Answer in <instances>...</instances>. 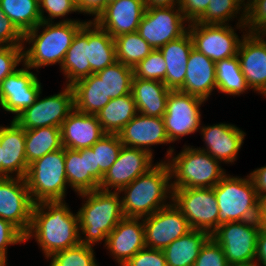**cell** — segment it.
Here are the masks:
<instances>
[{"mask_svg": "<svg viewBox=\"0 0 266 266\" xmlns=\"http://www.w3.org/2000/svg\"><path fill=\"white\" fill-rule=\"evenodd\" d=\"M33 237L46 259L56 252L78 245V213L73 214L65 200L34 203L25 242Z\"/></svg>", "mask_w": 266, "mask_h": 266, "instance_id": "1", "label": "cell"}, {"mask_svg": "<svg viewBox=\"0 0 266 266\" xmlns=\"http://www.w3.org/2000/svg\"><path fill=\"white\" fill-rule=\"evenodd\" d=\"M86 22L67 18L57 23L41 21L35 28L24 34L25 46L27 42L31 47L26 49L23 46V64L30 69L56 63L61 67L74 36ZM41 27L43 30L40 33Z\"/></svg>", "mask_w": 266, "mask_h": 266, "instance_id": "2", "label": "cell"}, {"mask_svg": "<svg viewBox=\"0 0 266 266\" xmlns=\"http://www.w3.org/2000/svg\"><path fill=\"white\" fill-rule=\"evenodd\" d=\"M171 171L168 163L161 160L145 174L123 187L122 211L127 218H144L168 206L172 200ZM167 202V203H166Z\"/></svg>", "mask_w": 266, "mask_h": 266, "instance_id": "3", "label": "cell"}, {"mask_svg": "<svg viewBox=\"0 0 266 266\" xmlns=\"http://www.w3.org/2000/svg\"><path fill=\"white\" fill-rule=\"evenodd\" d=\"M77 195L86 200L77 212L80 243L93 246L104 241L105 244L109 233L124 218L120 193L97 189Z\"/></svg>", "mask_w": 266, "mask_h": 266, "instance_id": "4", "label": "cell"}, {"mask_svg": "<svg viewBox=\"0 0 266 266\" xmlns=\"http://www.w3.org/2000/svg\"><path fill=\"white\" fill-rule=\"evenodd\" d=\"M182 151L174 156V149L167 150L165 160L171 171L172 189L208 188L216 186L226 175L221 162L207 152L193 146L184 145Z\"/></svg>", "mask_w": 266, "mask_h": 266, "instance_id": "5", "label": "cell"}, {"mask_svg": "<svg viewBox=\"0 0 266 266\" xmlns=\"http://www.w3.org/2000/svg\"><path fill=\"white\" fill-rule=\"evenodd\" d=\"M228 175L213 187L219 208L217 228L230 222L259 220V198L250 175Z\"/></svg>", "mask_w": 266, "mask_h": 266, "instance_id": "6", "label": "cell"}, {"mask_svg": "<svg viewBox=\"0 0 266 266\" xmlns=\"http://www.w3.org/2000/svg\"><path fill=\"white\" fill-rule=\"evenodd\" d=\"M34 203L64 201L67 191L65 148L47 153L28 166L25 176Z\"/></svg>", "mask_w": 266, "mask_h": 266, "instance_id": "7", "label": "cell"}, {"mask_svg": "<svg viewBox=\"0 0 266 266\" xmlns=\"http://www.w3.org/2000/svg\"><path fill=\"white\" fill-rule=\"evenodd\" d=\"M259 220L230 222L219 226L211 237L223 248L229 265L255 263Z\"/></svg>", "mask_w": 266, "mask_h": 266, "instance_id": "8", "label": "cell"}, {"mask_svg": "<svg viewBox=\"0 0 266 266\" xmlns=\"http://www.w3.org/2000/svg\"><path fill=\"white\" fill-rule=\"evenodd\" d=\"M171 201L192 229L203 230L210 235L217 229L219 208L213 187L172 189Z\"/></svg>", "mask_w": 266, "mask_h": 266, "instance_id": "9", "label": "cell"}, {"mask_svg": "<svg viewBox=\"0 0 266 266\" xmlns=\"http://www.w3.org/2000/svg\"><path fill=\"white\" fill-rule=\"evenodd\" d=\"M39 93L35 102L24 109L13 120L24 130L41 127H61L63 121L74 110V93L66 85L58 94L40 99Z\"/></svg>", "mask_w": 266, "mask_h": 266, "instance_id": "10", "label": "cell"}, {"mask_svg": "<svg viewBox=\"0 0 266 266\" xmlns=\"http://www.w3.org/2000/svg\"><path fill=\"white\" fill-rule=\"evenodd\" d=\"M186 23L179 6L146 8L137 33L156 50L183 36L188 31Z\"/></svg>", "mask_w": 266, "mask_h": 266, "instance_id": "11", "label": "cell"}, {"mask_svg": "<svg viewBox=\"0 0 266 266\" xmlns=\"http://www.w3.org/2000/svg\"><path fill=\"white\" fill-rule=\"evenodd\" d=\"M205 103L200 97L180 90H170L163 115L165 131L170 143L181 137L194 134L200 129V106Z\"/></svg>", "mask_w": 266, "mask_h": 266, "instance_id": "12", "label": "cell"}, {"mask_svg": "<svg viewBox=\"0 0 266 266\" xmlns=\"http://www.w3.org/2000/svg\"><path fill=\"white\" fill-rule=\"evenodd\" d=\"M193 48L210 58L213 62L235 57L242 40L235 28L226 25H205L199 22L188 24Z\"/></svg>", "mask_w": 266, "mask_h": 266, "instance_id": "13", "label": "cell"}, {"mask_svg": "<svg viewBox=\"0 0 266 266\" xmlns=\"http://www.w3.org/2000/svg\"><path fill=\"white\" fill-rule=\"evenodd\" d=\"M146 248L164 250L177 238L192 230L173 202L143 218Z\"/></svg>", "mask_w": 266, "mask_h": 266, "instance_id": "14", "label": "cell"}, {"mask_svg": "<svg viewBox=\"0 0 266 266\" xmlns=\"http://www.w3.org/2000/svg\"><path fill=\"white\" fill-rule=\"evenodd\" d=\"M34 202L25 178H0V218L11 222L24 235L31 224Z\"/></svg>", "mask_w": 266, "mask_h": 266, "instance_id": "15", "label": "cell"}, {"mask_svg": "<svg viewBox=\"0 0 266 266\" xmlns=\"http://www.w3.org/2000/svg\"><path fill=\"white\" fill-rule=\"evenodd\" d=\"M24 68L17 69L8 75L0 85V99L2 109L15 114L13 119L24 109L30 107L42 91V83L30 68L23 64Z\"/></svg>", "mask_w": 266, "mask_h": 266, "instance_id": "16", "label": "cell"}, {"mask_svg": "<svg viewBox=\"0 0 266 266\" xmlns=\"http://www.w3.org/2000/svg\"><path fill=\"white\" fill-rule=\"evenodd\" d=\"M153 156L147 151L134 147L122 146L115 163L104 175L99 189L119 192L123 187L145 174L153 164Z\"/></svg>", "mask_w": 266, "mask_h": 266, "instance_id": "17", "label": "cell"}, {"mask_svg": "<svg viewBox=\"0 0 266 266\" xmlns=\"http://www.w3.org/2000/svg\"><path fill=\"white\" fill-rule=\"evenodd\" d=\"M265 38V34L243 32L237 57L249 88L266 97Z\"/></svg>", "mask_w": 266, "mask_h": 266, "instance_id": "18", "label": "cell"}, {"mask_svg": "<svg viewBox=\"0 0 266 266\" xmlns=\"http://www.w3.org/2000/svg\"><path fill=\"white\" fill-rule=\"evenodd\" d=\"M145 10L144 0H115L108 3L94 22L115 38L137 32Z\"/></svg>", "mask_w": 266, "mask_h": 266, "instance_id": "19", "label": "cell"}, {"mask_svg": "<svg viewBox=\"0 0 266 266\" xmlns=\"http://www.w3.org/2000/svg\"><path fill=\"white\" fill-rule=\"evenodd\" d=\"M207 152L216 160L230 164L236 161L246 133L233 124L219 123L200 127Z\"/></svg>", "mask_w": 266, "mask_h": 266, "instance_id": "20", "label": "cell"}, {"mask_svg": "<svg viewBox=\"0 0 266 266\" xmlns=\"http://www.w3.org/2000/svg\"><path fill=\"white\" fill-rule=\"evenodd\" d=\"M65 172L68 186L77 194L99 189L104 177L99 168H95V154L91 147L65 148Z\"/></svg>", "mask_w": 266, "mask_h": 266, "instance_id": "21", "label": "cell"}, {"mask_svg": "<svg viewBox=\"0 0 266 266\" xmlns=\"http://www.w3.org/2000/svg\"><path fill=\"white\" fill-rule=\"evenodd\" d=\"M145 247L143 218L124 217L109 233L105 243V248L114 257L118 265L120 264L119 266H123Z\"/></svg>", "mask_w": 266, "mask_h": 266, "instance_id": "22", "label": "cell"}, {"mask_svg": "<svg viewBox=\"0 0 266 266\" xmlns=\"http://www.w3.org/2000/svg\"><path fill=\"white\" fill-rule=\"evenodd\" d=\"M124 146L147 151L153 156L151 145L170 144L163 117L145 116L137 113L118 133Z\"/></svg>", "mask_w": 266, "mask_h": 266, "instance_id": "23", "label": "cell"}, {"mask_svg": "<svg viewBox=\"0 0 266 266\" xmlns=\"http://www.w3.org/2000/svg\"><path fill=\"white\" fill-rule=\"evenodd\" d=\"M60 130L62 146L75 150L92 147L106 134L96 115L81 113L75 109L63 121Z\"/></svg>", "mask_w": 266, "mask_h": 266, "instance_id": "24", "label": "cell"}, {"mask_svg": "<svg viewBox=\"0 0 266 266\" xmlns=\"http://www.w3.org/2000/svg\"><path fill=\"white\" fill-rule=\"evenodd\" d=\"M0 145L2 147V178H25L29 166L25 154V130L13 119L10 126H0Z\"/></svg>", "mask_w": 266, "mask_h": 266, "instance_id": "25", "label": "cell"}, {"mask_svg": "<svg viewBox=\"0 0 266 266\" xmlns=\"http://www.w3.org/2000/svg\"><path fill=\"white\" fill-rule=\"evenodd\" d=\"M216 88L215 62L195 48H192L184 83L179 90L207 101L210 97L209 95H212L211 93Z\"/></svg>", "mask_w": 266, "mask_h": 266, "instance_id": "26", "label": "cell"}, {"mask_svg": "<svg viewBox=\"0 0 266 266\" xmlns=\"http://www.w3.org/2000/svg\"><path fill=\"white\" fill-rule=\"evenodd\" d=\"M192 48V38L187 31L183 36L168 42L159 49L167 65L165 85L168 89L179 90L183 86Z\"/></svg>", "mask_w": 266, "mask_h": 266, "instance_id": "27", "label": "cell"}, {"mask_svg": "<svg viewBox=\"0 0 266 266\" xmlns=\"http://www.w3.org/2000/svg\"><path fill=\"white\" fill-rule=\"evenodd\" d=\"M169 92L161 81L133 78L131 93L137 111L142 115L163 117Z\"/></svg>", "mask_w": 266, "mask_h": 266, "instance_id": "28", "label": "cell"}, {"mask_svg": "<svg viewBox=\"0 0 266 266\" xmlns=\"http://www.w3.org/2000/svg\"><path fill=\"white\" fill-rule=\"evenodd\" d=\"M60 68L64 77H66V85L68 86L90 76V64L88 62V21L74 36Z\"/></svg>", "mask_w": 266, "mask_h": 266, "instance_id": "29", "label": "cell"}, {"mask_svg": "<svg viewBox=\"0 0 266 266\" xmlns=\"http://www.w3.org/2000/svg\"><path fill=\"white\" fill-rule=\"evenodd\" d=\"M117 61L114 38L94 21H88V62L90 75Z\"/></svg>", "mask_w": 266, "mask_h": 266, "instance_id": "30", "label": "cell"}, {"mask_svg": "<svg viewBox=\"0 0 266 266\" xmlns=\"http://www.w3.org/2000/svg\"><path fill=\"white\" fill-rule=\"evenodd\" d=\"M210 237L206 231L192 229L174 240L163 250L167 266H194L201 247Z\"/></svg>", "mask_w": 266, "mask_h": 266, "instance_id": "31", "label": "cell"}, {"mask_svg": "<svg viewBox=\"0 0 266 266\" xmlns=\"http://www.w3.org/2000/svg\"><path fill=\"white\" fill-rule=\"evenodd\" d=\"M74 93V109L96 115L111 100L105 95L104 83L96 74L78 80L71 85Z\"/></svg>", "mask_w": 266, "mask_h": 266, "instance_id": "32", "label": "cell"}, {"mask_svg": "<svg viewBox=\"0 0 266 266\" xmlns=\"http://www.w3.org/2000/svg\"><path fill=\"white\" fill-rule=\"evenodd\" d=\"M138 113L132 93L115 99L103 107L97 114L102 130L109 134H118Z\"/></svg>", "mask_w": 266, "mask_h": 266, "instance_id": "33", "label": "cell"}, {"mask_svg": "<svg viewBox=\"0 0 266 266\" xmlns=\"http://www.w3.org/2000/svg\"><path fill=\"white\" fill-rule=\"evenodd\" d=\"M62 147L60 127L49 126L25 130V154L28 165Z\"/></svg>", "mask_w": 266, "mask_h": 266, "instance_id": "34", "label": "cell"}, {"mask_svg": "<svg viewBox=\"0 0 266 266\" xmlns=\"http://www.w3.org/2000/svg\"><path fill=\"white\" fill-rule=\"evenodd\" d=\"M243 4V5H242ZM248 0H210L204 15L197 21L205 25H226L228 22L237 17V14H242L237 19L236 29L246 31V7ZM243 7V8H242Z\"/></svg>", "mask_w": 266, "mask_h": 266, "instance_id": "35", "label": "cell"}, {"mask_svg": "<svg viewBox=\"0 0 266 266\" xmlns=\"http://www.w3.org/2000/svg\"><path fill=\"white\" fill-rule=\"evenodd\" d=\"M0 7L23 35L42 21L39 0H0Z\"/></svg>", "mask_w": 266, "mask_h": 266, "instance_id": "36", "label": "cell"}, {"mask_svg": "<svg viewBox=\"0 0 266 266\" xmlns=\"http://www.w3.org/2000/svg\"><path fill=\"white\" fill-rule=\"evenodd\" d=\"M216 90L227 95H238L249 90L246 79L241 71L237 56L223 59L215 63Z\"/></svg>", "mask_w": 266, "mask_h": 266, "instance_id": "37", "label": "cell"}, {"mask_svg": "<svg viewBox=\"0 0 266 266\" xmlns=\"http://www.w3.org/2000/svg\"><path fill=\"white\" fill-rule=\"evenodd\" d=\"M103 81L105 95L110 99L130 94L134 78L133 68L116 61L95 73Z\"/></svg>", "mask_w": 266, "mask_h": 266, "instance_id": "38", "label": "cell"}, {"mask_svg": "<svg viewBox=\"0 0 266 266\" xmlns=\"http://www.w3.org/2000/svg\"><path fill=\"white\" fill-rule=\"evenodd\" d=\"M114 41L117 61L132 68L153 51L137 32L120 35Z\"/></svg>", "mask_w": 266, "mask_h": 266, "instance_id": "39", "label": "cell"}, {"mask_svg": "<svg viewBox=\"0 0 266 266\" xmlns=\"http://www.w3.org/2000/svg\"><path fill=\"white\" fill-rule=\"evenodd\" d=\"M94 246L79 243L74 247L52 254L49 266H99L95 259Z\"/></svg>", "mask_w": 266, "mask_h": 266, "instance_id": "40", "label": "cell"}, {"mask_svg": "<svg viewBox=\"0 0 266 266\" xmlns=\"http://www.w3.org/2000/svg\"><path fill=\"white\" fill-rule=\"evenodd\" d=\"M121 143L118 134L106 133L91 148L95 154V168L105 175L119 156Z\"/></svg>", "mask_w": 266, "mask_h": 266, "instance_id": "41", "label": "cell"}, {"mask_svg": "<svg viewBox=\"0 0 266 266\" xmlns=\"http://www.w3.org/2000/svg\"><path fill=\"white\" fill-rule=\"evenodd\" d=\"M167 69L164 57L159 49H154L146 58L134 68V78L161 81L165 84Z\"/></svg>", "mask_w": 266, "mask_h": 266, "instance_id": "42", "label": "cell"}, {"mask_svg": "<svg viewBox=\"0 0 266 266\" xmlns=\"http://www.w3.org/2000/svg\"><path fill=\"white\" fill-rule=\"evenodd\" d=\"M245 27L249 33L266 35V0H248Z\"/></svg>", "mask_w": 266, "mask_h": 266, "instance_id": "43", "label": "cell"}, {"mask_svg": "<svg viewBox=\"0 0 266 266\" xmlns=\"http://www.w3.org/2000/svg\"><path fill=\"white\" fill-rule=\"evenodd\" d=\"M39 5L41 19L44 22H53L55 18H63L69 13L78 12L76 0H39ZM44 12L48 13V16H44Z\"/></svg>", "mask_w": 266, "mask_h": 266, "instance_id": "44", "label": "cell"}, {"mask_svg": "<svg viewBox=\"0 0 266 266\" xmlns=\"http://www.w3.org/2000/svg\"><path fill=\"white\" fill-rule=\"evenodd\" d=\"M194 266H229L223 248L210 237L201 247Z\"/></svg>", "mask_w": 266, "mask_h": 266, "instance_id": "45", "label": "cell"}, {"mask_svg": "<svg viewBox=\"0 0 266 266\" xmlns=\"http://www.w3.org/2000/svg\"><path fill=\"white\" fill-rule=\"evenodd\" d=\"M23 62V46H0V85L1 82Z\"/></svg>", "mask_w": 266, "mask_h": 266, "instance_id": "46", "label": "cell"}, {"mask_svg": "<svg viewBox=\"0 0 266 266\" xmlns=\"http://www.w3.org/2000/svg\"><path fill=\"white\" fill-rule=\"evenodd\" d=\"M25 242V235L11 222L0 218V258L6 263L8 246Z\"/></svg>", "mask_w": 266, "mask_h": 266, "instance_id": "47", "label": "cell"}, {"mask_svg": "<svg viewBox=\"0 0 266 266\" xmlns=\"http://www.w3.org/2000/svg\"><path fill=\"white\" fill-rule=\"evenodd\" d=\"M23 37L0 7V46H24Z\"/></svg>", "mask_w": 266, "mask_h": 266, "instance_id": "48", "label": "cell"}, {"mask_svg": "<svg viewBox=\"0 0 266 266\" xmlns=\"http://www.w3.org/2000/svg\"><path fill=\"white\" fill-rule=\"evenodd\" d=\"M123 266H167V262L163 250L145 247Z\"/></svg>", "mask_w": 266, "mask_h": 266, "instance_id": "49", "label": "cell"}, {"mask_svg": "<svg viewBox=\"0 0 266 266\" xmlns=\"http://www.w3.org/2000/svg\"><path fill=\"white\" fill-rule=\"evenodd\" d=\"M210 0H180L179 8L189 23L197 22L205 13Z\"/></svg>", "mask_w": 266, "mask_h": 266, "instance_id": "50", "label": "cell"}, {"mask_svg": "<svg viewBox=\"0 0 266 266\" xmlns=\"http://www.w3.org/2000/svg\"><path fill=\"white\" fill-rule=\"evenodd\" d=\"M76 3L78 13L92 15L94 19L88 21H95L108 5V0H76Z\"/></svg>", "mask_w": 266, "mask_h": 266, "instance_id": "51", "label": "cell"}, {"mask_svg": "<svg viewBox=\"0 0 266 266\" xmlns=\"http://www.w3.org/2000/svg\"><path fill=\"white\" fill-rule=\"evenodd\" d=\"M266 266V226L262 225L258 236L256 245V266Z\"/></svg>", "mask_w": 266, "mask_h": 266, "instance_id": "52", "label": "cell"}, {"mask_svg": "<svg viewBox=\"0 0 266 266\" xmlns=\"http://www.w3.org/2000/svg\"><path fill=\"white\" fill-rule=\"evenodd\" d=\"M249 175L254 183L257 196L260 198L266 194V166L253 170Z\"/></svg>", "mask_w": 266, "mask_h": 266, "instance_id": "53", "label": "cell"}, {"mask_svg": "<svg viewBox=\"0 0 266 266\" xmlns=\"http://www.w3.org/2000/svg\"><path fill=\"white\" fill-rule=\"evenodd\" d=\"M146 8L175 7L179 6L180 0H144Z\"/></svg>", "mask_w": 266, "mask_h": 266, "instance_id": "54", "label": "cell"}, {"mask_svg": "<svg viewBox=\"0 0 266 266\" xmlns=\"http://www.w3.org/2000/svg\"><path fill=\"white\" fill-rule=\"evenodd\" d=\"M259 221L266 226V194L259 198Z\"/></svg>", "mask_w": 266, "mask_h": 266, "instance_id": "55", "label": "cell"}, {"mask_svg": "<svg viewBox=\"0 0 266 266\" xmlns=\"http://www.w3.org/2000/svg\"><path fill=\"white\" fill-rule=\"evenodd\" d=\"M0 178H2V147L0 145Z\"/></svg>", "mask_w": 266, "mask_h": 266, "instance_id": "56", "label": "cell"}, {"mask_svg": "<svg viewBox=\"0 0 266 266\" xmlns=\"http://www.w3.org/2000/svg\"><path fill=\"white\" fill-rule=\"evenodd\" d=\"M229 266H256L255 263L250 264H236V265H229Z\"/></svg>", "mask_w": 266, "mask_h": 266, "instance_id": "57", "label": "cell"}, {"mask_svg": "<svg viewBox=\"0 0 266 266\" xmlns=\"http://www.w3.org/2000/svg\"><path fill=\"white\" fill-rule=\"evenodd\" d=\"M0 266H8V265L0 258Z\"/></svg>", "mask_w": 266, "mask_h": 266, "instance_id": "58", "label": "cell"}]
</instances>
